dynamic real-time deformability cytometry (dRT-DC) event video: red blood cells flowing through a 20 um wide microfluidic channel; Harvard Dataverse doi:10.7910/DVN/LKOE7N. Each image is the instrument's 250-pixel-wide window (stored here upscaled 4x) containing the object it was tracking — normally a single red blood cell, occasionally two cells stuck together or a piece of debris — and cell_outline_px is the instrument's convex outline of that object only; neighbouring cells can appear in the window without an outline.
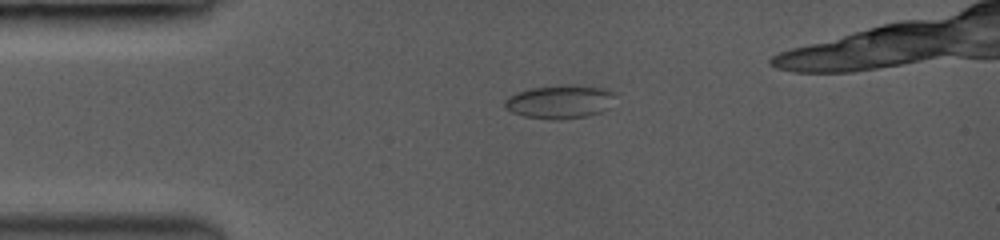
{"species": "common noctule bat (a hibernating species)", "species_latin": "Nyctalus noctula", "temperature_condition": "room temperature", "stored_images_in_passage": 42, "camera_frame_rate_fps": 3500, "um_per_image_px": 0.085, "animal": {"sex": "female", "body_mass_g": 19.0, "forearm_length_mm": 53.3}, "frame": {"image": 1, "passage_image": 1, "time_ms": 0.0, "image_size_px": [1000, 240], "cell_outline_px": [[612, 96], [608, 108], [600, 112], [588, 116], [560, 120], [548, 120], [524, 116], [512, 112], [504, 108], [504, 100], [520, 92], [532, 88], [596, 88], [612, 92]], "centroid_in_image_um": [47.5, 8.74], "position_along_channel_um": 37.5, "area_um2": 20.17}}
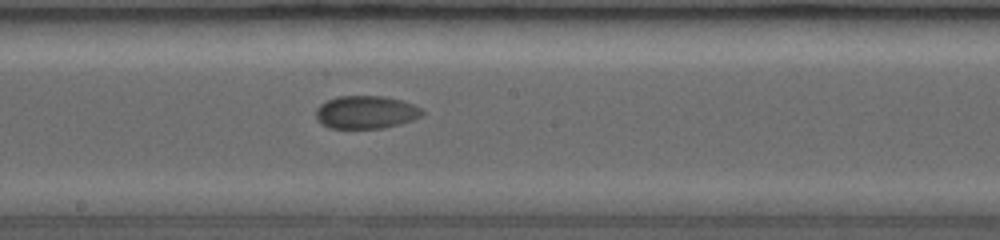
{"frame": {"image": 2, "passage_image": 20, "time_ms": 5.429, "image_size_px": [1000, 240], "cell_outline_px": [[424, 112], [420, 116], [412, 120], [400, 124], [384, 128], [328, 128], [320, 124], [316, 116], [316, 108], [320, 104], [328, 100], [340, 96], [380, 96], [400, 100], [412, 104], [420, 108]], "centroid_in_image_um": [31.07, 9.55], "position_along_channel_um": 217.1, "area_um2": 20.29}}
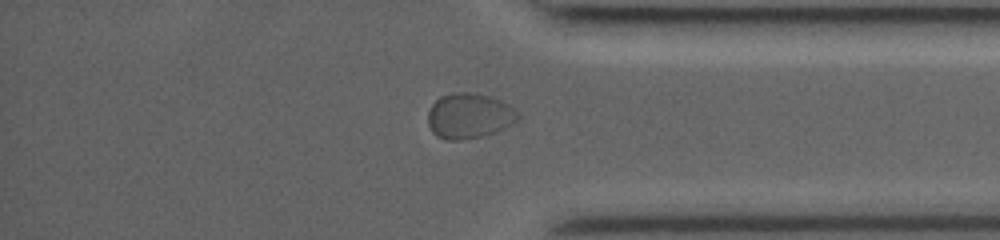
{"frame": {"image": 3, "passage_image": 36, "time_ms": 10.0, "image_size_px": [1000, 240], "cell_outline_px": [[520, 116], [512, 124], [496, 132], [480, 136], [460, 140], [444, 140], [436, 136], [432, 132], [428, 124], [428, 112], [432, 104], [440, 96], [452, 92], [476, 92], [492, 96], [508, 104]], "centroid_in_image_um": [39.85, 9.83], "position_along_channel_um": 395.3, "area_um2": 23.93}}